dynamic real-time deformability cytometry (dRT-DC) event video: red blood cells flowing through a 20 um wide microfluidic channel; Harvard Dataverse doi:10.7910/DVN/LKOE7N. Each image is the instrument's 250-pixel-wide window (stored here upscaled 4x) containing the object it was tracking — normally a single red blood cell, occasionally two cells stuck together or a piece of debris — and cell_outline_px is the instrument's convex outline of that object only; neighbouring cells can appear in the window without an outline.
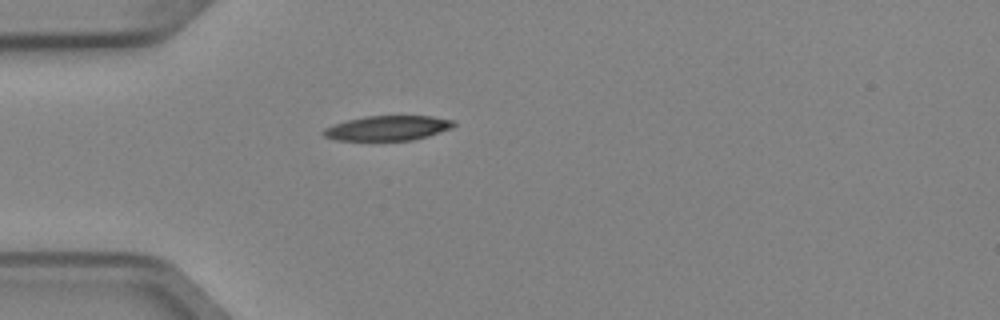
{"species": "Egyptian fruit bat (a non-hibernating species)", "species_latin": "Rousettus aegyptiacus", "temperature_condition": "cold", "stored_images_in_passage": 1, "camera_frame_rate_fps": 3000, "um_per_image_px": 0.085, "animal": {"sex": "female"}, "frame": {"image": 1, "passage_image": 1, "time_ms": 0.0, "image_size_px": [1000, 320], "cell_outline_px": [[456, 124], [452, 128], [428, 136], [412, 140], [336, 140], [324, 136], [320, 132], [324, 128], [332, 124], [364, 116], [432, 116], [456, 120]], "centroid_in_image_um": [32.96, 10.88], "position_along_channel_um": 52.0, "area_um2": 18.96}}